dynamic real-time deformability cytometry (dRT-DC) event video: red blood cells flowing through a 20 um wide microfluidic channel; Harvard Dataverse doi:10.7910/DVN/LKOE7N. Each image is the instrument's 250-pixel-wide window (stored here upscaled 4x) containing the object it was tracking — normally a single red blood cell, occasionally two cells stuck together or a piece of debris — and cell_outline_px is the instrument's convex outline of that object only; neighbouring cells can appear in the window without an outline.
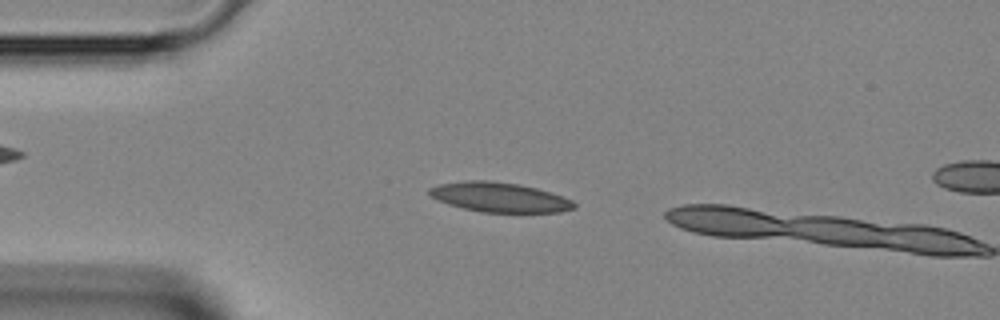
{"species": "Egyptian fruit bat (a non-hibernating species)", "species_latin": "Rousettus aegyptiacus", "temperature_condition": "room temperature", "stored_images_in_passage": 7, "camera_frame_rate_fps": 3000, "um_per_image_px": 0.085, "animal": {"sex": "female"}, "frame": {"image": 1, "passage_image": 5, "time_ms": 1.333, "image_size_px": [1000, 320], "cell_outline_px": [[576, 208], [560, 212], [480, 212], [448, 204], [432, 196], [428, 192], [428, 188], [440, 184], [464, 180], [488, 180], [520, 184], [536, 188], [572, 200], [576, 204]], "centroid_in_image_um": [42.45, 16.76], "position_along_channel_um": 42.5, "area_um2": 24.85}}